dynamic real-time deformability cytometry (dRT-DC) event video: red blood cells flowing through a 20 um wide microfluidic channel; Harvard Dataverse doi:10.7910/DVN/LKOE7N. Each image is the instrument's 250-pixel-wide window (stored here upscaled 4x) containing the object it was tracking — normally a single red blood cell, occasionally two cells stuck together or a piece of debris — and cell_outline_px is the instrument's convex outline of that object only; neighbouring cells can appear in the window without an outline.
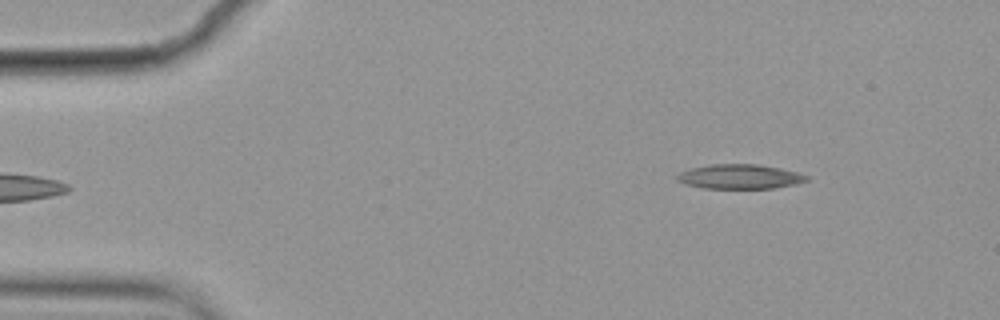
{"species": "common noctule bat (a hibernating species)", "species_latin": "Nyctalus noctula", "temperature_condition": "cold", "stored_images_in_passage": 4, "camera_frame_rate_fps": 3000, "um_per_image_px": 0.085, "animal": {"sex": "female", "body_mass_g": 19.9}, "frame": {"image": 1, "passage_image": 4, "time_ms": 1.0, "image_size_px": [1000, 320], "cell_outline_px": [[808, 180], [796, 184], [776, 188], [704, 188], [684, 184], [676, 180], [676, 176], [680, 172], [688, 168], [712, 164], [756, 164], [780, 168], [796, 172], [808, 176]], "centroid_in_image_um": [62.84, 15.01], "position_along_channel_um": 22.2, "area_um2": 18.55}}